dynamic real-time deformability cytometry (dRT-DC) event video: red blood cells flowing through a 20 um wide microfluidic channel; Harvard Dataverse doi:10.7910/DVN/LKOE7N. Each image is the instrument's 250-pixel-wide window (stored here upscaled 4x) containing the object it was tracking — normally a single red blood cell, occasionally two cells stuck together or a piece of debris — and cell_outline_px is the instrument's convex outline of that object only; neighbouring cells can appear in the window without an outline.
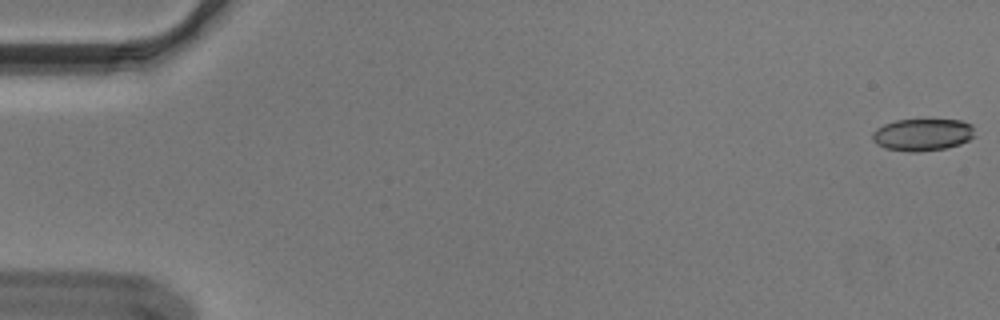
{"species": "Egyptian fruit bat (a non-hibernating species)", "species_latin": "Rousettus aegyptiacus", "temperature_condition": "cold", "stored_images_in_passage": 53, "camera_frame_rate_fps": 3000, "um_per_image_px": 0.085, "animal": {"sex": "male"}, "frame": {"image": 1, "passage_image": 1, "time_ms": 0.0, "image_size_px": [1000, 320], "cell_outline_px": [[976, 136], [960, 144], [944, 148], [920, 152], [908, 152], [884, 148], [876, 144], [872, 140], [872, 132], [876, 128], [884, 124], [896, 120], [960, 120], [972, 124]], "centroid_in_image_um": [78.4, 11.45], "position_along_channel_um": 6.6, "area_um2": 19.36}}
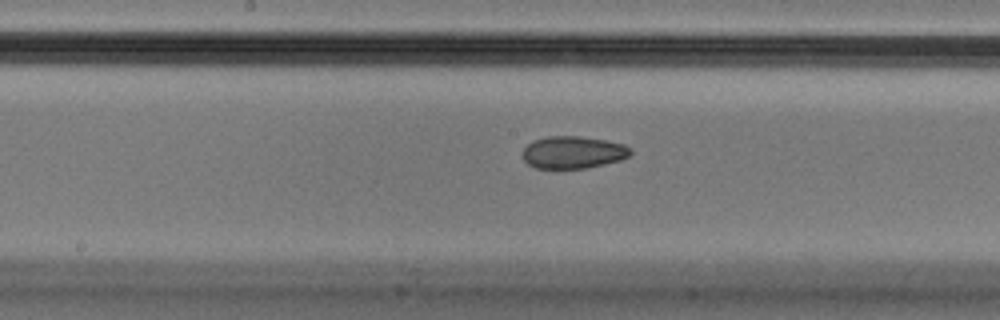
{"frame": {"image": 2, "passage_image": 29, "time_ms": 9.333, "image_size_px": [1000, 320], "cell_outline_px": [[632, 152], [628, 156], [620, 160], [604, 164], [584, 168], [536, 168], [528, 164], [524, 160], [520, 152], [532, 140], [548, 136], [580, 136], [604, 140], [624, 144], [632, 148]], "centroid_in_image_um": [48.68, 12.94], "position_along_channel_um": 199.5, "area_um2": 20.4}}
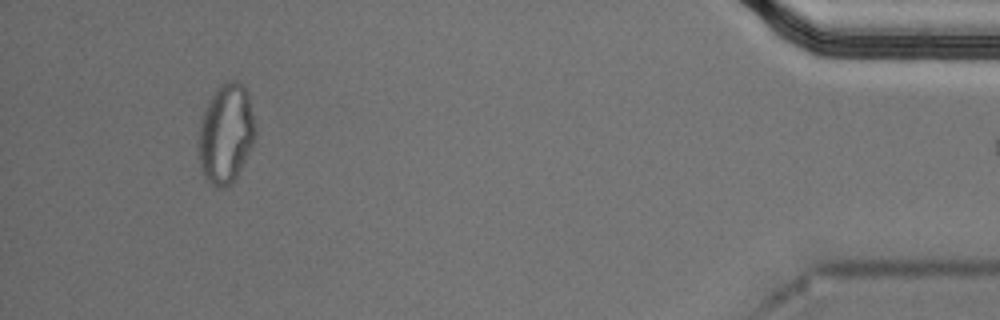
{"frame": {"image": 3, "passage_image": 52, "time_ms": 17.0, "image_size_px": [1000, 320], "cell_outline_px": [[256, 136], [232, 184], [224, 188], [216, 188], [208, 184], [200, 168], [196, 144], [200, 120], [208, 100], [216, 88], [220, 84], [228, 80], [236, 80], [248, 92], [256, 128]], "centroid_in_image_um": [19.16, 11.38], "position_along_channel_um": 416.0, "area_um2": 33.52}}